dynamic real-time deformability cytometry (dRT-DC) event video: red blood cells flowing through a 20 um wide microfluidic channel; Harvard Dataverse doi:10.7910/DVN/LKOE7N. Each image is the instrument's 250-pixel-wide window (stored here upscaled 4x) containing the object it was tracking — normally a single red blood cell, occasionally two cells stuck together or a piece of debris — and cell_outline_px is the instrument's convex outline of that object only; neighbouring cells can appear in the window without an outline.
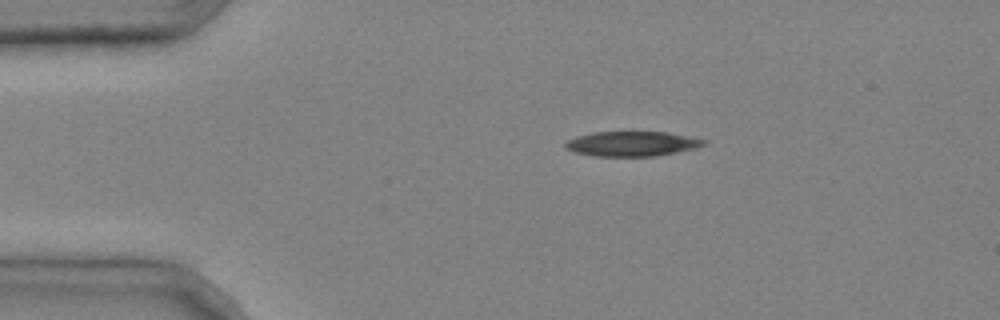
{"species": "common noctule bat (a hibernating species)", "species_latin": "Nyctalus noctula", "temperature_condition": "cold", "stored_images_in_passage": 2, "camera_frame_rate_fps": 3000, "um_per_image_px": 0.085, "animal": {"sex": "male", "body_mass_g": 20.4}, "frame": {"image": 1, "passage_image": 1, "time_ms": 0.0, "image_size_px": [1000, 320], "cell_outline_px": [[708, 144], [696, 148], [656, 156], [596, 156], [572, 152], [564, 148], [564, 144], [568, 140], [576, 136], [592, 132], [668, 132], [708, 140]], "centroid_in_image_um": [53.72, 12.22], "position_along_channel_um": 31.3, "area_um2": 20.23}}